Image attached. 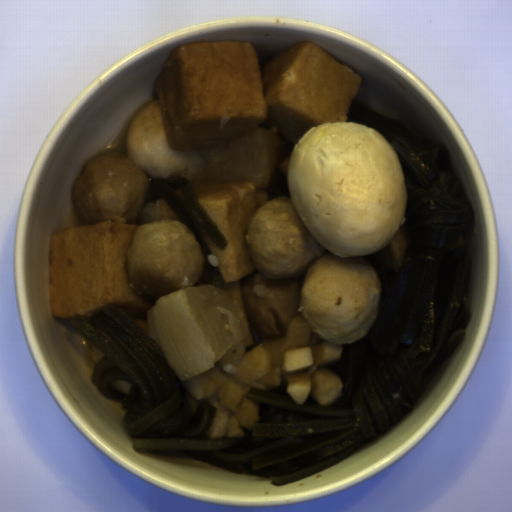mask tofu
Returning <instances> with one entry per match:
<instances>
[{
    "label": "tofu",
    "mask_w": 512,
    "mask_h": 512,
    "mask_svg": "<svg viewBox=\"0 0 512 512\" xmlns=\"http://www.w3.org/2000/svg\"><path fill=\"white\" fill-rule=\"evenodd\" d=\"M149 335L178 380L215 368L245 340L243 324L223 288L201 284L163 295L147 312Z\"/></svg>",
    "instance_id": "tofu-1"
}]
</instances>
